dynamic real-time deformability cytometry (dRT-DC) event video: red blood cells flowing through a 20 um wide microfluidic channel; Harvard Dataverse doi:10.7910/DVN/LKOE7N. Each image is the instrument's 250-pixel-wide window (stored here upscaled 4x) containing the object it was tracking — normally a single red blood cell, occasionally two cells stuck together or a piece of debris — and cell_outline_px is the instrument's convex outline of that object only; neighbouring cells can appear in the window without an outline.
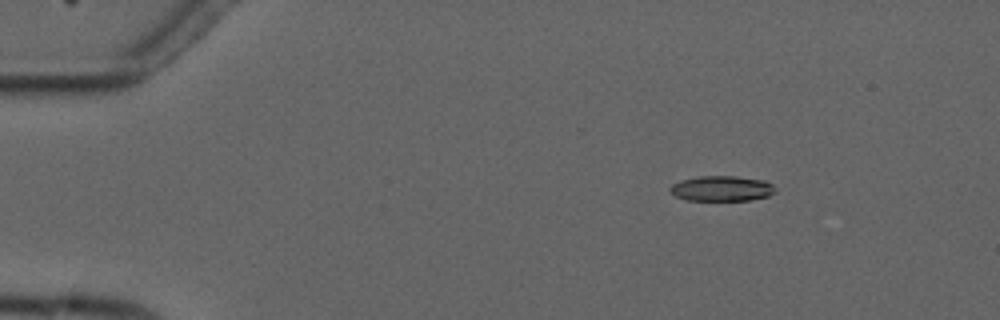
{"species": "common noctule bat (a hibernating species)", "species_latin": "Nyctalus noctula", "temperature_condition": "cold", "stored_images_in_passage": 7, "camera_frame_rate_fps": 3000, "um_per_image_px": 0.085, "animal": {"sex": "male", "forearm_length_mm": 52.5}, "frame": {"image": 1, "passage_image": 2, "time_ms": 2.0, "image_size_px": [1000, 320], "cell_outline_px": [[776, 192], [768, 196], [748, 200], [688, 200], [676, 196], [668, 188], [672, 184], [680, 180], [700, 176], [736, 176], [764, 180], [772, 184], [776, 188]], "centroid_in_image_um": [61.36, 16.01], "position_along_channel_um": 23.6, "area_um2": 15.49}}
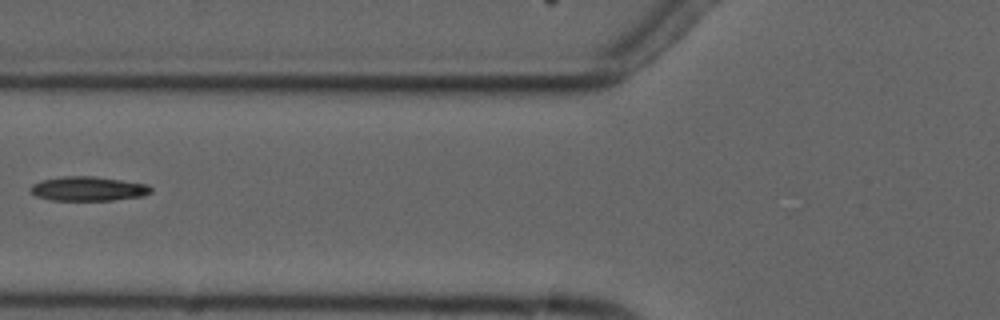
{"frame": {"image": 2, "passage_image": 6, "time_ms": 6.667, "image_size_px": [1000, 320], "cell_outline_px": [[152, 192], [144, 196], [112, 200], [52, 200], [36, 196], [28, 192], [28, 188], [32, 184], [40, 180], [60, 176], [92, 176], [148, 184], [152, 188]], "centroid_in_image_um": [7.45, 16.04], "position_along_channel_um": 118.4, "area_um2": 17.28}}
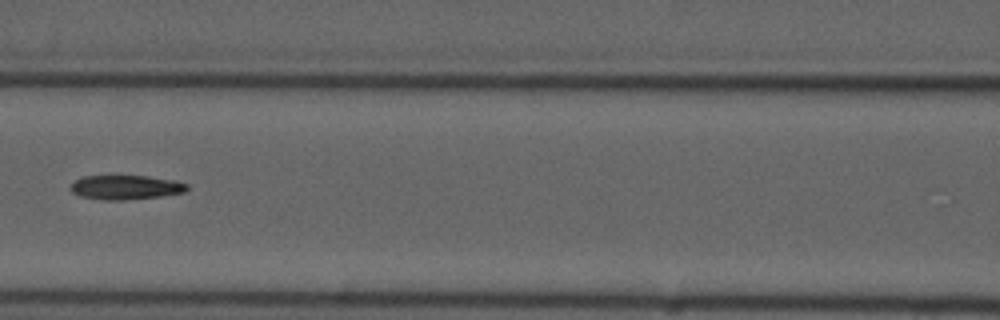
{"frame": {"image": 3, "passage_image": 7, "time_ms": 7.667, "image_size_px": [1000, 320], "cell_outline_px": [[188, 188], [184, 192], [160, 196], [120, 200], [104, 200], [80, 196], [72, 192], [72, 184], [76, 180], [84, 176], [116, 172], [148, 176], [172, 180], [188, 184]], "centroid_in_image_um": [10.64, 15.86], "position_along_channel_um": 156.0, "area_um2": 17.11}}